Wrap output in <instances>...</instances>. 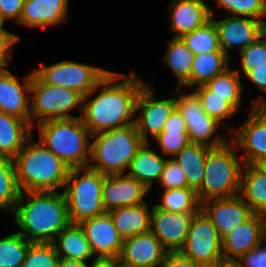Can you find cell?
<instances>
[{"label": "cell", "instance_id": "6da1fadb", "mask_svg": "<svg viewBox=\"0 0 266 267\" xmlns=\"http://www.w3.org/2000/svg\"><path fill=\"white\" fill-rule=\"evenodd\" d=\"M124 76L109 71L98 83L101 91L92 100L83 102L80 117L92 135L135 124L136 100L146 83L140 81L133 72ZM122 77V82L113 83Z\"/></svg>", "mask_w": 266, "mask_h": 267}, {"label": "cell", "instance_id": "7a4b0ae2", "mask_svg": "<svg viewBox=\"0 0 266 267\" xmlns=\"http://www.w3.org/2000/svg\"><path fill=\"white\" fill-rule=\"evenodd\" d=\"M24 196H27V201ZM12 213L22 230L18 233L30 242L52 243L58 233L71 223L63 192H21Z\"/></svg>", "mask_w": 266, "mask_h": 267}, {"label": "cell", "instance_id": "3957f363", "mask_svg": "<svg viewBox=\"0 0 266 267\" xmlns=\"http://www.w3.org/2000/svg\"><path fill=\"white\" fill-rule=\"evenodd\" d=\"M33 135L13 159L21 192L57 191L64 187L70 168Z\"/></svg>", "mask_w": 266, "mask_h": 267}, {"label": "cell", "instance_id": "277c9868", "mask_svg": "<svg viewBox=\"0 0 266 267\" xmlns=\"http://www.w3.org/2000/svg\"><path fill=\"white\" fill-rule=\"evenodd\" d=\"M40 143L60 158L70 169L88 167L92 134L81 117L48 120L38 124Z\"/></svg>", "mask_w": 266, "mask_h": 267}, {"label": "cell", "instance_id": "5b68a950", "mask_svg": "<svg viewBox=\"0 0 266 267\" xmlns=\"http://www.w3.org/2000/svg\"><path fill=\"white\" fill-rule=\"evenodd\" d=\"M91 139L89 167L106 175L124 174L145 143L135 124L93 134Z\"/></svg>", "mask_w": 266, "mask_h": 267}, {"label": "cell", "instance_id": "8992f818", "mask_svg": "<svg viewBox=\"0 0 266 267\" xmlns=\"http://www.w3.org/2000/svg\"><path fill=\"white\" fill-rule=\"evenodd\" d=\"M231 144L233 141L209 150L201 187L196 191L200 203L238 196L244 164Z\"/></svg>", "mask_w": 266, "mask_h": 267}, {"label": "cell", "instance_id": "52a82bcc", "mask_svg": "<svg viewBox=\"0 0 266 267\" xmlns=\"http://www.w3.org/2000/svg\"><path fill=\"white\" fill-rule=\"evenodd\" d=\"M83 171L85 173L81 174ZM105 178L106 174L89 166L70 169L62 192L66 198L71 223H80L106 212L102 203Z\"/></svg>", "mask_w": 266, "mask_h": 267}, {"label": "cell", "instance_id": "ba28073f", "mask_svg": "<svg viewBox=\"0 0 266 267\" xmlns=\"http://www.w3.org/2000/svg\"><path fill=\"white\" fill-rule=\"evenodd\" d=\"M30 92V125L38 118V124L48 120L73 119L68 112L77 107L82 111L83 96L74 90L43 82L32 72ZM80 104V107H78Z\"/></svg>", "mask_w": 266, "mask_h": 267}, {"label": "cell", "instance_id": "9c48e42d", "mask_svg": "<svg viewBox=\"0 0 266 267\" xmlns=\"http://www.w3.org/2000/svg\"><path fill=\"white\" fill-rule=\"evenodd\" d=\"M109 70L90 66L71 60H64L50 66L41 63L34 73L45 83L65 87L79 92L83 102L94 95L98 83L108 74Z\"/></svg>", "mask_w": 266, "mask_h": 267}, {"label": "cell", "instance_id": "30bf717a", "mask_svg": "<svg viewBox=\"0 0 266 267\" xmlns=\"http://www.w3.org/2000/svg\"><path fill=\"white\" fill-rule=\"evenodd\" d=\"M179 252L203 267L224 262L219 232L201 210L193 215L185 243Z\"/></svg>", "mask_w": 266, "mask_h": 267}, {"label": "cell", "instance_id": "8fae6325", "mask_svg": "<svg viewBox=\"0 0 266 267\" xmlns=\"http://www.w3.org/2000/svg\"><path fill=\"white\" fill-rule=\"evenodd\" d=\"M175 91L176 94H179L175 98L176 108L186 122L190 142L211 148L224 145L227 140L219 134L209 142L208 139L222 125L204 112L197 94L194 91L189 94L178 93L179 87H176Z\"/></svg>", "mask_w": 266, "mask_h": 267}, {"label": "cell", "instance_id": "7c38bea8", "mask_svg": "<svg viewBox=\"0 0 266 267\" xmlns=\"http://www.w3.org/2000/svg\"><path fill=\"white\" fill-rule=\"evenodd\" d=\"M151 88L145 84L136 100V112L140 109L142 114L135 119V125L145 143H148V133L156 138L163 131L168 117L176 108L175 98L156 100Z\"/></svg>", "mask_w": 266, "mask_h": 267}, {"label": "cell", "instance_id": "4fadbf2b", "mask_svg": "<svg viewBox=\"0 0 266 267\" xmlns=\"http://www.w3.org/2000/svg\"><path fill=\"white\" fill-rule=\"evenodd\" d=\"M211 19L218 31L220 48L230 58L232 56L229 51L232 48L238 47L241 52L266 31V21L250 17L233 15L227 19L216 20L213 15Z\"/></svg>", "mask_w": 266, "mask_h": 267}, {"label": "cell", "instance_id": "5bb4252c", "mask_svg": "<svg viewBox=\"0 0 266 267\" xmlns=\"http://www.w3.org/2000/svg\"><path fill=\"white\" fill-rule=\"evenodd\" d=\"M266 239V216L253 214L245 222L233 227L222 239L224 262L234 263L237 258L256 248Z\"/></svg>", "mask_w": 266, "mask_h": 267}, {"label": "cell", "instance_id": "9a60e30c", "mask_svg": "<svg viewBox=\"0 0 266 267\" xmlns=\"http://www.w3.org/2000/svg\"><path fill=\"white\" fill-rule=\"evenodd\" d=\"M93 255L96 257H119L123 238L114 226L109 212L81 221Z\"/></svg>", "mask_w": 266, "mask_h": 267}, {"label": "cell", "instance_id": "2e32d148", "mask_svg": "<svg viewBox=\"0 0 266 267\" xmlns=\"http://www.w3.org/2000/svg\"><path fill=\"white\" fill-rule=\"evenodd\" d=\"M212 222L223 239L233 227L248 220L254 213L238 195L232 198L210 199L200 209Z\"/></svg>", "mask_w": 266, "mask_h": 267}, {"label": "cell", "instance_id": "e0dca14e", "mask_svg": "<svg viewBox=\"0 0 266 267\" xmlns=\"http://www.w3.org/2000/svg\"><path fill=\"white\" fill-rule=\"evenodd\" d=\"M167 252L149 231L123 239L119 259L122 265L128 267H160Z\"/></svg>", "mask_w": 266, "mask_h": 267}, {"label": "cell", "instance_id": "ac0fdd59", "mask_svg": "<svg viewBox=\"0 0 266 267\" xmlns=\"http://www.w3.org/2000/svg\"><path fill=\"white\" fill-rule=\"evenodd\" d=\"M151 232L168 252L180 251L194 214L173 213L152 206Z\"/></svg>", "mask_w": 266, "mask_h": 267}, {"label": "cell", "instance_id": "d6986e66", "mask_svg": "<svg viewBox=\"0 0 266 267\" xmlns=\"http://www.w3.org/2000/svg\"><path fill=\"white\" fill-rule=\"evenodd\" d=\"M149 190L127 174L106 175L102 185V203L106 212L116 208L146 203L143 199Z\"/></svg>", "mask_w": 266, "mask_h": 267}, {"label": "cell", "instance_id": "ffe728a7", "mask_svg": "<svg viewBox=\"0 0 266 267\" xmlns=\"http://www.w3.org/2000/svg\"><path fill=\"white\" fill-rule=\"evenodd\" d=\"M227 127L233 144L241 147L245 154L240 157L243 164H259L266 159V121L262 120L252 109L246 122L240 129L234 130V127Z\"/></svg>", "mask_w": 266, "mask_h": 267}, {"label": "cell", "instance_id": "44dd1931", "mask_svg": "<svg viewBox=\"0 0 266 267\" xmlns=\"http://www.w3.org/2000/svg\"><path fill=\"white\" fill-rule=\"evenodd\" d=\"M20 84L10 70L0 71V112L15 116L30 124V92L32 73ZM29 103V104H28Z\"/></svg>", "mask_w": 266, "mask_h": 267}, {"label": "cell", "instance_id": "7402d4cb", "mask_svg": "<svg viewBox=\"0 0 266 267\" xmlns=\"http://www.w3.org/2000/svg\"><path fill=\"white\" fill-rule=\"evenodd\" d=\"M168 11L171 24L169 29L178 32L174 37H182L203 26L214 15L204 0H172Z\"/></svg>", "mask_w": 266, "mask_h": 267}, {"label": "cell", "instance_id": "603a6c76", "mask_svg": "<svg viewBox=\"0 0 266 267\" xmlns=\"http://www.w3.org/2000/svg\"><path fill=\"white\" fill-rule=\"evenodd\" d=\"M67 10L68 0H25L19 23L33 28L58 25L69 19Z\"/></svg>", "mask_w": 266, "mask_h": 267}, {"label": "cell", "instance_id": "cb8c5ba5", "mask_svg": "<svg viewBox=\"0 0 266 267\" xmlns=\"http://www.w3.org/2000/svg\"><path fill=\"white\" fill-rule=\"evenodd\" d=\"M239 196L254 214L266 216V171L258 164L243 165Z\"/></svg>", "mask_w": 266, "mask_h": 267}, {"label": "cell", "instance_id": "d4e9b609", "mask_svg": "<svg viewBox=\"0 0 266 267\" xmlns=\"http://www.w3.org/2000/svg\"><path fill=\"white\" fill-rule=\"evenodd\" d=\"M31 128L27 121L0 112V157L13 160L33 135Z\"/></svg>", "mask_w": 266, "mask_h": 267}, {"label": "cell", "instance_id": "484cf974", "mask_svg": "<svg viewBox=\"0 0 266 267\" xmlns=\"http://www.w3.org/2000/svg\"><path fill=\"white\" fill-rule=\"evenodd\" d=\"M59 258L86 262L93 252L79 223H70L63 228L54 241Z\"/></svg>", "mask_w": 266, "mask_h": 267}, {"label": "cell", "instance_id": "4316f807", "mask_svg": "<svg viewBox=\"0 0 266 267\" xmlns=\"http://www.w3.org/2000/svg\"><path fill=\"white\" fill-rule=\"evenodd\" d=\"M146 203L120 207L109 212L123 239L151 231V214Z\"/></svg>", "mask_w": 266, "mask_h": 267}, {"label": "cell", "instance_id": "83f0119b", "mask_svg": "<svg viewBox=\"0 0 266 267\" xmlns=\"http://www.w3.org/2000/svg\"><path fill=\"white\" fill-rule=\"evenodd\" d=\"M149 146L144 143L137 151L126 174L141 182L150 191L153 180L160 179L167 158H162L161 153L153 151Z\"/></svg>", "mask_w": 266, "mask_h": 267}, {"label": "cell", "instance_id": "f1b7e54d", "mask_svg": "<svg viewBox=\"0 0 266 267\" xmlns=\"http://www.w3.org/2000/svg\"><path fill=\"white\" fill-rule=\"evenodd\" d=\"M210 149L211 147L202 144L190 143L175 155L176 158H172L185 173L187 187L195 191L201 187L206 157Z\"/></svg>", "mask_w": 266, "mask_h": 267}, {"label": "cell", "instance_id": "f546056e", "mask_svg": "<svg viewBox=\"0 0 266 267\" xmlns=\"http://www.w3.org/2000/svg\"><path fill=\"white\" fill-rule=\"evenodd\" d=\"M230 59L223 51L194 55L190 87L193 85L205 86L212 78L228 69L227 65Z\"/></svg>", "mask_w": 266, "mask_h": 267}, {"label": "cell", "instance_id": "4dcf8cb0", "mask_svg": "<svg viewBox=\"0 0 266 267\" xmlns=\"http://www.w3.org/2000/svg\"><path fill=\"white\" fill-rule=\"evenodd\" d=\"M166 56L163 60L170 66L178 79V85L190 87V75L193 65L194 54L187 47L181 37H173L166 43Z\"/></svg>", "mask_w": 266, "mask_h": 267}, {"label": "cell", "instance_id": "1f68e13d", "mask_svg": "<svg viewBox=\"0 0 266 267\" xmlns=\"http://www.w3.org/2000/svg\"><path fill=\"white\" fill-rule=\"evenodd\" d=\"M161 197V204H155L160 210L173 213L196 214L201 209V203L196 191L189 187L164 189Z\"/></svg>", "mask_w": 266, "mask_h": 267}, {"label": "cell", "instance_id": "d6a6232c", "mask_svg": "<svg viewBox=\"0 0 266 267\" xmlns=\"http://www.w3.org/2000/svg\"><path fill=\"white\" fill-rule=\"evenodd\" d=\"M239 69H227L225 72L212 78L205 87L213 92V95L225 97V100L236 110L241 107L242 85L240 83Z\"/></svg>", "mask_w": 266, "mask_h": 267}, {"label": "cell", "instance_id": "836d02e7", "mask_svg": "<svg viewBox=\"0 0 266 267\" xmlns=\"http://www.w3.org/2000/svg\"><path fill=\"white\" fill-rule=\"evenodd\" d=\"M20 194L14 161L0 157V208L12 212Z\"/></svg>", "mask_w": 266, "mask_h": 267}, {"label": "cell", "instance_id": "e575fe53", "mask_svg": "<svg viewBox=\"0 0 266 267\" xmlns=\"http://www.w3.org/2000/svg\"><path fill=\"white\" fill-rule=\"evenodd\" d=\"M181 38L194 55L222 51L218 31L212 19L192 32L185 33Z\"/></svg>", "mask_w": 266, "mask_h": 267}, {"label": "cell", "instance_id": "d590c367", "mask_svg": "<svg viewBox=\"0 0 266 267\" xmlns=\"http://www.w3.org/2000/svg\"><path fill=\"white\" fill-rule=\"evenodd\" d=\"M31 243L18 232L0 239V267H21Z\"/></svg>", "mask_w": 266, "mask_h": 267}, {"label": "cell", "instance_id": "8d00e7d4", "mask_svg": "<svg viewBox=\"0 0 266 267\" xmlns=\"http://www.w3.org/2000/svg\"><path fill=\"white\" fill-rule=\"evenodd\" d=\"M194 92L199 97L204 112L226 128L223 120L231 118L237 111L225 100V97L213 95V92L205 86L197 87Z\"/></svg>", "mask_w": 266, "mask_h": 267}, {"label": "cell", "instance_id": "74e56055", "mask_svg": "<svg viewBox=\"0 0 266 267\" xmlns=\"http://www.w3.org/2000/svg\"><path fill=\"white\" fill-rule=\"evenodd\" d=\"M58 262L53 243L32 242L21 267H58Z\"/></svg>", "mask_w": 266, "mask_h": 267}, {"label": "cell", "instance_id": "f35d334b", "mask_svg": "<svg viewBox=\"0 0 266 267\" xmlns=\"http://www.w3.org/2000/svg\"><path fill=\"white\" fill-rule=\"evenodd\" d=\"M220 7L234 16H244L261 20L266 16V0H216Z\"/></svg>", "mask_w": 266, "mask_h": 267}, {"label": "cell", "instance_id": "ab89813d", "mask_svg": "<svg viewBox=\"0 0 266 267\" xmlns=\"http://www.w3.org/2000/svg\"><path fill=\"white\" fill-rule=\"evenodd\" d=\"M264 37L266 31L240 52L244 75L253 69V66L266 65V39H262Z\"/></svg>", "mask_w": 266, "mask_h": 267}, {"label": "cell", "instance_id": "60d3db41", "mask_svg": "<svg viewBox=\"0 0 266 267\" xmlns=\"http://www.w3.org/2000/svg\"><path fill=\"white\" fill-rule=\"evenodd\" d=\"M155 139L159 143L162 156L176 155L191 143L188 132L180 131L161 132Z\"/></svg>", "mask_w": 266, "mask_h": 267}, {"label": "cell", "instance_id": "b9f144b4", "mask_svg": "<svg viewBox=\"0 0 266 267\" xmlns=\"http://www.w3.org/2000/svg\"><path fill=\"white\" fill-rule=\"evenodd\" d=\"M159 182L162 189H178L187 187L185 173L174 159H167Z\"/></svg>", "mask_w": 266, "mask_h": 267}, {"label": "cell", "instance_id": "7bdbcfd3", "mask_svg": "<svg viewBox=\"0 0 266 267\" xmlns=\"http://www.w3.org/2000/svg\"><path fill=\"white\" fill-rule=\"evenodd\" d=\"M234 263L237 267H266V246L260 243L256 248L248 251Z\"/></svg>", "mask_w": 266, "mask_h": 267}, {"label": "cell", "instance_id": "ee69618b", "mask_svg": "<svg viewBox=\"0 0 266 267\" xmlns=\"http://www.w3.org/2000/svg\"><path fill=\"white\" fill-rule=\"evenodd\" d=\"M20 40V36L14 33H0V71L7 70L8 61L11 58L12 45Z\"/></svg>", "mask_w": 266, "mask_h": 267}, {"label": "cell", "instance_id": "f6af8a7d", "mask_svg": "<svg viewBox=\"0 0 266 267\" xmlns=\"http://www.w3.org/2000/svg\"><path fill=\"white\" fill-rule=\"evenodd\" d=\"M25 0H0V17L5 22L17 18L19 23Z\"/></svg>", "mask_w": 266, "mask_h": 267}, {"label": "cell", "instance_id": "bcb514c9", "mask_svg": "<svg viewBox=\"0 0 266 267\" xmlns=\"http://www.w3.org/2000/svg\"><path fill=\"white\" fill-rule=\"evenodd\" d=\"M160 267H203L190 258L182 255L179 251L167 252Z\"/></svg>", "mask_w": 266, "mask_h": 267}, {"label": "cell", "instance_id": "7dc6e473", "mask_svg": "<svg viewBox=\"0 0 266 267\" xmlns=\"http://www.w3.org/2000/svg\"><path fill=\"white\" fill-rule=\"evenodd\" d=\"M245 76L257 86V90L266 93V65L253 66Z\"/></svg>", "mask_w": 266, "mask_h": 267}, {"label": "cell", "instance_id": "c3c4849f", "mask_svg": "<svg viewBox=\"0 0 266 267\" xmlns=\"http://www.w3.org/2000/svg\"><path fill=\"white\" fill-rule=\"evenodd\" d=\"M169 131L188 132L186 122L177 108H175L168 117L162 132Z\"/></svg>", "mask_w": 266, "mask_h": 267}, {"label": "cell", "instance_id": "681fc988", "mask_svg": "<svg viewBox=\"0 0 266 267\" xmlns=\"http://www.w3.org/2000/svg\"><path fill=\"white\" fill-rule=\"evenodd\" d=\"M119 257H96L90 267H121Z\"/></svg>", "mask_w": 266, "mask_h": 267}, {"label": "cell", "instance_id": "f907efd6", "mask_svg": "<svg viewBox=\"0 0 266 267\" xmlns=\"http://www.w3.org/2000/svg\"><path fill=\"white\" fill-rule=\"evenodd\" d=\"M251 108L262 120L266 121V100L263 96H259L257 100H253Z\"/></svg>", "mask_w": 266, "mask_h": 267}, {"label": "cell", "instance_id": "816d5d0a", "mask_svg": "<svg viewBox=\"0 0 266 267\" xmlns=\"http://www.w3.org/2000/svg\"><path fill=\"white\" fill-rule=\"evenodd\" d=\"M58 267H90L87 262L59 258Z\"/></svg>", "mask_w": 266, "mask_h": 267}, {"label": "cell", "instance_id": "f5cc1de1", "mask_svg": "<svg viewBox=\"0 0 266 267\" xmlns=\"http://www.w3.org/2000/svg\"><path fill=\"white\" fill-rule=\"evenodd\" d=\"M213 267H237V265L235 263H232V262H223V263L217 264Z\"/></svg>", "mask_w": 266, "mask_h": 267}, {"label": "cell", "instance_id": "db71d44e", "mask_svg": "<svg viewBox=\"0 0 266 267\" xmlns=\"http://www.w3.org/2000/svg\"><path fill=\"white\" fill-rule=\"evenodd\" d=\"M4 23L5 22L0 17V33H10L9 31L3 28Z\"/></svg>", "mask_w": 266, "mask_h": 267}, {"label": "cell", "instance_id": "11a10c76", "mask_svg": "<svg viewBox=\"0 0 266 267\" xmlns=\"http://www.w3.org/2000/svg\"><path fill=\"white\" fill-rule=\"evenodd\" d=\"M258 165L266 171V159H263Z\"/></svg>", "mask_w": 266, "mask_h": 267}]
</instances>
